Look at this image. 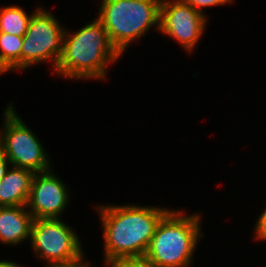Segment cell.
<instances>
[{
  "instance_id": "obj_1",
  "label": "cell",
  "mask_w": 266,
  "mask_h": 267,
  "mask_svg": "<svg viewBox=\"0 0 266 267\" xmlns=\"http://www.w3.org/2000/svg\"><path fill=\"white\" fill-rule=\"evenodd\" d=\"M106 261L143 260L156 227L169 211L154 207H100Z\"/></svg>"
},
{
  "instance_id": "obj_2",
  "label": "cell",
  "mask_w": 266,
  "mask_h": 267,
  "mask_svg": "<svg viewBox=\"0 0 266 267\" xmlns=\"http://www.w3.org/2000/svg\"><path fill=\"white\" fill-rule=\"evenodd\" d=\"M65 33L62 54L56 68L70 78H104L108 62L120 56L111 43L103 23L97 19L68 39Z\"/></svg>"
},
{
  "instance_id": "obj_3",
  "label": "cell",
  "mask_w": 266,
  "mask_h": 267,
  "mask_svg": "<svg viewBox=\"0 0 266 267\" xmlns=\"http://www.w3.org/2000/svg\"><path fill=\"white\" fill-rule=\"evenodd\" d=\"M198 215L168 211L159 221L143 260L150 267H186L199 239Z\"/></svg>"
},
{
  "instance_id": "obj_4",
  "label": "cell",
  "mask_w": 266,
  "mask_h": 267,
  "mask_svg": "<svg viewBox=\"0 0 266 267\" xmlns=\"http://www.w3.org/2000/svg\"><path fill=\"white\" fill-rule=\"evenodd\" d=\"M162 0H108L102 2L99 20L113 46L122 54L134 39L154 24L160 27Z\"/></svg>"
},
{
  "instance_id": "obj_5",
  "label": "cell",
  "mask_w": 266,
  "mask_h": 267,
  "mask_svg": "<svg viewBox=\"0 0 266 267\" xmlns=\"http://www.w3.org/2000/svg\"><path fill=\"white\" fill-rule=\"evenodd\" d=\"M6 131L0 135V149L5 154L9 163L15 167L25 168L34 173L48 171L49 161L40 145V141L15 115L11 105L5 111Z\"/></svg>"
},
{
  "instance_id": "obj_6",
  "label": "cell",
  "mask_w": 266,
  "mask_h": 267,
  "mask_svg": "<svg viewBox=\"0 0 266 267\" xmlns=\"http://www.w3.org/2000/svg\"><path fill=\"white\" fill-rule=\"evenodd\" d=\"M65 33L56 18L44 10L37 9L31 16L23 36L21 69L51 57L56 68L63 51Z\"/></svg>"
},
{
  "instance_id": "obj_7",
  "label": "cell",
  "mask_w": 266,
  "mask_h": 267,
  "mask_svg": "<svg viewBox=\"0 0 266 267\" xmlns=\"http://www.w3.org/2000/svg\"><path fill=\"white\" fill-rule=\"evenodd\" d=\"M33 249L54 264H67L82 258L76 234L58 218L35 219L31 229Z\"/></svg>"
},
{
  "instance_id": "obj_8",
  "label": "cell",
  "mask_w": 266,
  "mask_h": 267,
  "mask_svg": "<svg viewBox=\"0 0 266 267\" xmlns=\"http://www.w3.org/2000/svg\"><path fill=\"white\" fill-rule=\"evenodd\" d=\"M172 2H161L159 30L191 51L205 28V15L184 0Z\"/></svg>"
},
{
  "instance_id": "obj_9",
  "label": "cell",
  "mask_w": 266,
  "mask_h": 267,
  "mask_svg": "<svg viewBox=\"0 0 266 267\" xmlns=\"http://www.w3.org/2000/svg\"><path fill=\"white\" fill-rule=\"evenodd\" d=\"M39 176V177H38ZM63 182L54 176L50 170L35 173L31 183L27 206L35 219H54L66 207L67 191Z\"/></svg>"
},
{
  "instance_id": "obj_10",
  "label": "cell",
  "mask_w": 266,
  "mask_h": 267,
  "mask_svg": "<svg viewBox=\"0 0 266 267\" xmlns=\"http://www.w3.org/2000/svg\"><path fill=\"white\" fill-rule=\"evenodd\" d=\"M7 170L0 183V207L26 206L30 196L34 172L15 167Z\"/></svg>"
},
{
  "instance_id": "obj_11",
  "label": "cell",
  "mask_w": 266,
  "mask_h": 267,
  "mask_svg": "<svg viewBox=\"0 0 266 267\" xmlns=\"http://www.w3.org/2000/svg\"><path fill=\"white\" fill-rule=\"evenodd\" d=\"M26 206L0 207V240L4 243L18 244L31 237L34 218L24 210Z\"/></svg>"
},
{
  "instance_id": "obj_12",
  "label": "cell",
  "mask_w": 266,
  "mask_h": 267,
  "mask_svg": "<svg viewBox=\"0 0 266 267\" xmlns=\"http://www.w3.org/2000/svg\"><path fill=\"white\" fill-rule=\"evenodd\" d=\"M23 36L0 32V74L11 69L21 68Z\"/></svg>"
},
{
  "instance_id": "obj_13",
  "label": "cell",
  "mask_w": 266,
  "mask_h": 267,
  "mask_svg": "<svg viewBox=\"0 0 266 267\" xmlns=\"http://www.w3.org/2000/svg\"><path fill=\"white\" fill-rule=\"evenodd\" d=\"M31 16L29 17L22 8L9 6L0 10V32L24 36Z\"/></svg>"
},
{
  "instance_id": "obj_14",
  "label": "cell",
  "mask_w": 266,
  "mask_h": 267,
  "mask_svg": "<svg viewBox=\"0 0 266 267\" xmlns=\"http://www.w3.org/2000/svg\"><path fill=\"white\" fill-rule=\"evenodd\" d=\"M188 5L192 6L196 11L201 12V7L221 5L228 3L231 0H184ZM199 8V9H198Z\"/></svg>"
},
{
  "instance_id": "obj_15",
  "label": "cell",
  "mask_w": 266,
  "mask_h": 267,
  "mask_svg": "<svg viewBox=\"0 0 266 267\" xmlns=\"http://www.w3.org/2000/svg\"><path fill=\"white\" fill-rule=\"evenodd\" d=\"M106 263L111 267H150L144 260H119Z\"/></svg>"
},
{
  "instance_id": "obj_16",
  "label": "cell",
  "mask_w": 266,
  "mask_h": 267,
  "mask_svg": "<svg viewBox=\"0 0 266 267\" xmlns=\"http://www.w3.org/2000/svg\"><path fill=\"white\" fill-rule=\"evenodd\" d=\"M256 232V238H260L261 240L266 239V209L264 210L257 222Z\"/></svg>"
},
{
  "instance_id": "obj_17",
  "label": "cell",
  "mask_w": 266,
  "mask_h": 267,
  "mask_svg": "<svg viewBox=\"0 0 266 267\" xmlns=\"http://www.w3.org/2000/svg\"><path fill=\"white\" fill-rule=\"evenodd\" d=\"M9 160L6 158L5 154L0 149V183L7 172V164Z\"/></svg>"
},
{
  "instance_id": "obj_18",
  "label": "cell",
  "mask_w": 266,
  "mask_h": 267,
  "mask_svg": "<svg viewBox=\"0 0 266 267\" xmlns=\"http://www.w3.org/2000/svg\"><path fill=\"white\" fill-rule=\"evenodd\" d=\"M82 261V258H80L79 260L77 261H74V262H71V263H67V264H54V265H51L50 267H87V264H82L83 262Z\"/></svg>"
},
{
  "instance_id": "obj_19",
  "label": "cell",
  "mask_w": 266,
  "mask_h": 267,
  "mask_svg": "<svg viewBox=\"0 0 266 267\" xmlns=\"http://www.w3.org/2000/svg\"><path fill=\"white\" fill-rule=\"evenodd\" d=\"M0 267H20V266L13 262L0 261Z\"/></svg>"
}]
</instances>
